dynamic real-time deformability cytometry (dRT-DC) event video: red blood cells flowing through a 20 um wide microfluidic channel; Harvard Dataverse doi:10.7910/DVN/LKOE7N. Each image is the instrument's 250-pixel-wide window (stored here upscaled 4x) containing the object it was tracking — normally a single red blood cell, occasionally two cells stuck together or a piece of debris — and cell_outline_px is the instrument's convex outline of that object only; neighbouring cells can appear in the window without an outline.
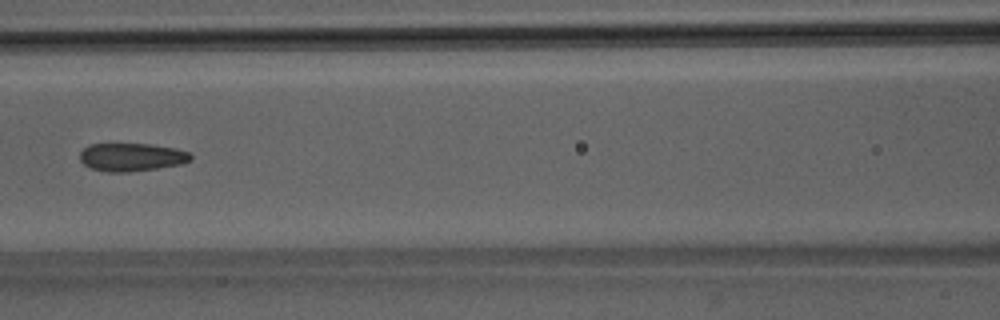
{"species": "Egyptian fruit bat (a non-hibernating species)", "species_latin": "Rousettus aegyptiacus", "temperature_condition": "room temperature", "stored_images_in_passage": 7, "camera_frame_rate_fps": 3000, "um_per_image_px": 0.085, "animal": {"sex": "male"}, "frame": {"image": 1, "passage_image": 6, "time_ms": 6.667, "image_size_px": [1000, 320], "cell_outline_px": [[192, 160], [184, 164], [128, 172], [108, 172], [92, 168], [84, 164], [80, 160], [80, 152], [88, 144], [152, 144], [176, 148], [188, 152], [192, 156]], "centroid_in_image_um": [11.21, 13.35], "position_along_channel_um": 155.4, "area_um2": 18.21}}